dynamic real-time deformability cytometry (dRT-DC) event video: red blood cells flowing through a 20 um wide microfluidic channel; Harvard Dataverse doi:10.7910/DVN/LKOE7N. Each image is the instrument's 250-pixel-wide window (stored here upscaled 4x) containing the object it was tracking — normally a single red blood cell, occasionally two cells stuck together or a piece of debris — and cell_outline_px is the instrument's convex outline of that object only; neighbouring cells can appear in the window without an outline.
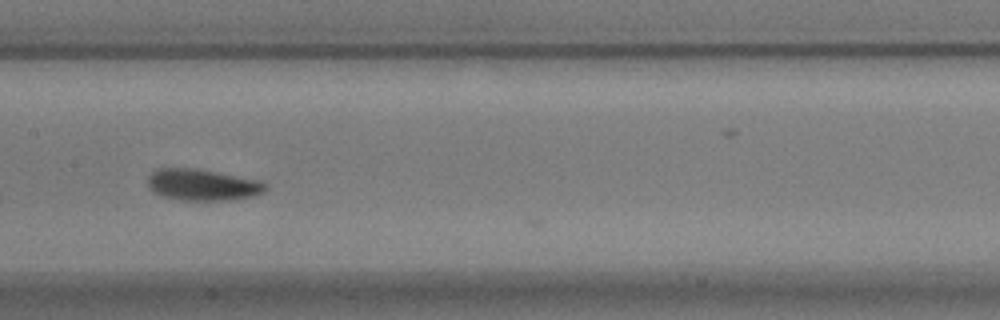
{"species": "common noctule bat (a hibernating species)", "species_latin": "Nyctalus noctula", "temperature_condition": "warm", "stored_images_in_passage": 15, "camera_frame_rate_fps": 3000, "um_per_image_px": 0.085, "animal": {"sex": "male", "body_mass_g": 17.9}, "frame": {"image": 1, "passage_image": 12, "time_ms": 3.667, "image_size_px": [1000, 320], "cell_outline_px": [[268, 188], [264, 192], [252, 196], [228, 200], [180, 200], [160, 196], [152, 192], [148, 188], [148, 176], [156, 168], [192, 168], [260, 180]], "centroid_in_image_um": [17.15, 15.71], "position_along_channel_um": 190.2, "area_um2": 21.56}}
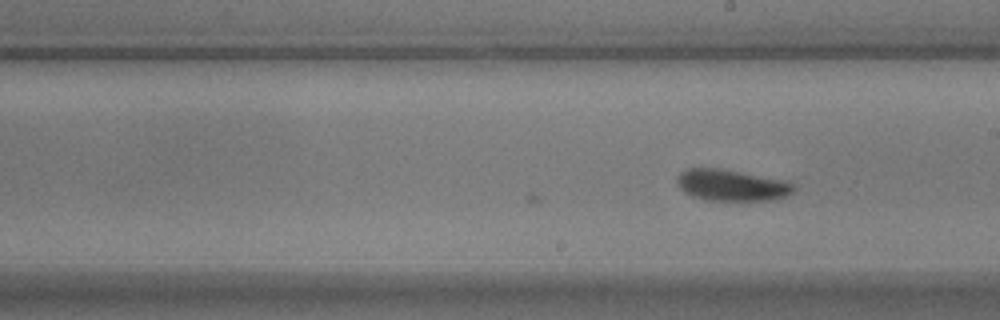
{"frame": {"image": 2, "passage_image": 15, "time_ms": 4.667, "image_size_px": [1000, 320], "cell_outline_px": [[796, 188], [788, 196], [772, 200], [704, 200], [692, 196], [684, 192], [680, 188], [676, 180], [676, 176], [680, 172], [688, 168], [720, 168], [780, 180], [792, 184]], "centroid_in_image_um": [62.13, 15.75], "position_along_channel_um": 226.9, "area_um2": 21.15}}